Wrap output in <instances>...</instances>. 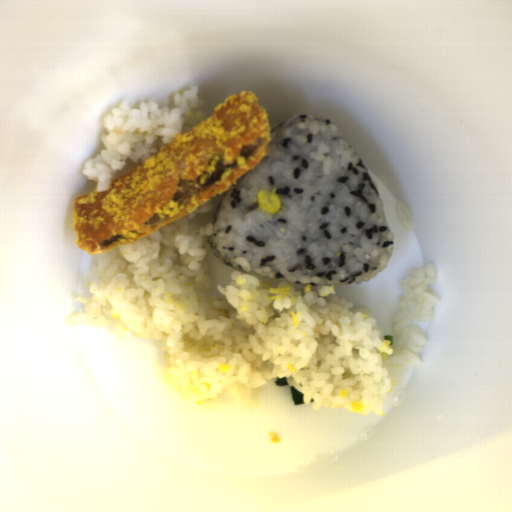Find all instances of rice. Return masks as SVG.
Returning a JSON list of instances; mask_svg holds the SVG:
<instances>
[{"label":"rice","instance_id":"rice-3","mask_svg":"<svg viewBox=\"0 0 512 512\" xmlns=\"http://www.w3.org/2000/svg\"><path fill=\"white\" fill-rule=\"evenodd\" d=\"M202 106L195 85L175 93L168 108H161L156 101L140 102L138 109H132L128 101L115 106L104 120V149L83 166V174L96 184L95 192L108 190L113 180L131 172L176 135L205 121L208 117Z\"/></svg>","mask_w":512,"mask_h":512},{"label":"rice","instance_id":"rice-1","mask_svg":"<svg viewBox=\"0 0 512 512\" xmlns=\"http://www.w3.org/2000/svg\"><path fill=\"white\" fill-rule=\"evenodd\" d=\"M213 199L131 244H117L91 267L89 296L67 327L87 324L115 338H153L165 355L161 379L179 397L213 410H256L271 378L286 377L304 404L384 415L389 393L408 367H421L427 344L415 322H432L442 297L431 293L437 266L411 269L392 340L373 313L325 285L297 288L234 271L212 286L208 239Z\"/></svg>","mask_w":512,"mask_h":512},{"label":"rice","instance_id":"rice-2","mask_svg":"<svg viewBox=\"0 0 512 512\" xmlns=\"http://www.w3.org/2000/svg\"><path fill=\"white\" fill-rule=\"evenodd\" d=\"M267 155L226 188L207 246L227 267L270 283L348 286L385 272L394 238L358 152L329 120L295 114L269 130ZM281 208L259 209L262 190Z\"/></svg>","mask_w":512,"mask_h":512}]
</instances>
